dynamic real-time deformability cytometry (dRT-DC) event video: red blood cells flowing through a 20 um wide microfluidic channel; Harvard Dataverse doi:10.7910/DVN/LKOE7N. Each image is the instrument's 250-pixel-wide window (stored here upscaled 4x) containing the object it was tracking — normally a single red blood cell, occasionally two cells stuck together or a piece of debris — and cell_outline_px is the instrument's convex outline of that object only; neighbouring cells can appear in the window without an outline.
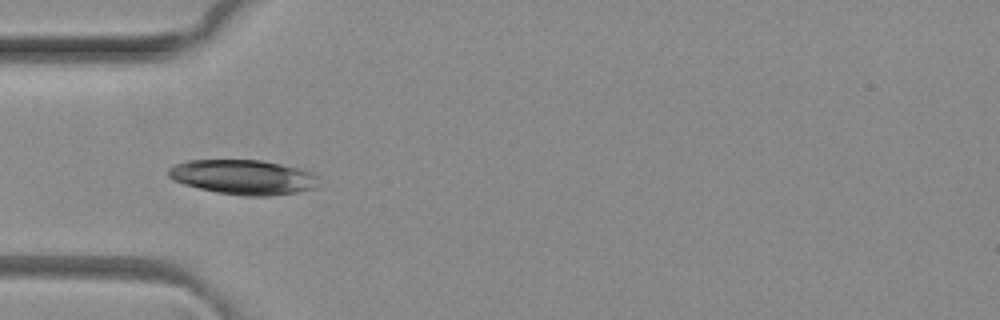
{"species": "common noctule bat (a hibernating species)", "species_latin": "Nyctalus noctula", "temperature_condition": "room temperature", "stored_images_in_passage": 7, "camera_frame_rate_fps": 3000, "um_per_image_px": 0.085, "animal": {"sex": "female", "body_mass_g": 29.2, "forearm_length_mm": 56.3}, "frame": {"image": 1, "passage_image": 4, "time_ms": 1.0, "image_size_px": [1000, 320], "cell_outline_px": [[320, 184], [316, 188], [296, 192], [268, 196], [244, 196], [216, 192], [184, 184], [172, 180], [168, 176], [168, 168], [176, 164], [188, 160], [260, 160], [300, 168], [312, 172], [320, 176]], "centroid_in_image_um": [20.72, 15.05], "position_along_channel_um": 64.3, "area_um2": 30.63}}
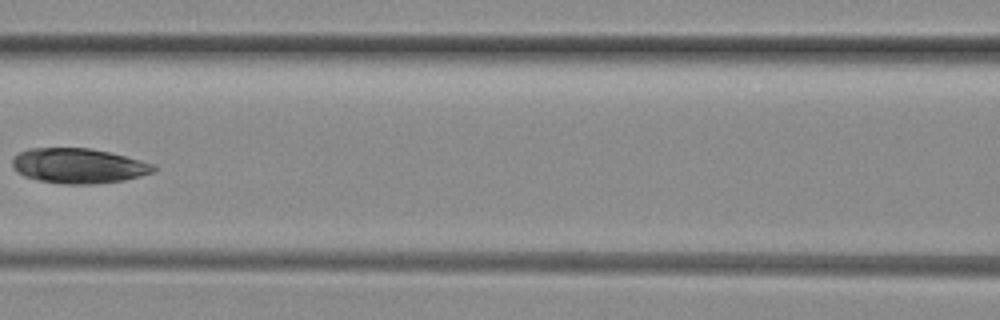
{"frame": {"image": 2, "passage_image": 6, "time_ms": 1.667, "image_size_px": [1000, 320], "cell_outline_px": [[160, 168], [156, 172], [124, 180], [96, 184], [64, 184], [40, 180], [24, 176], [16, 172], [12, 164], [12, 160], [20, 152], [28, 148], [88, 148], [108, 152], [156, 164]], "centroid_in_image_um": [6.72, 14.1], "position_along_channel_um": 159.9, "area_um2": 28.9}}
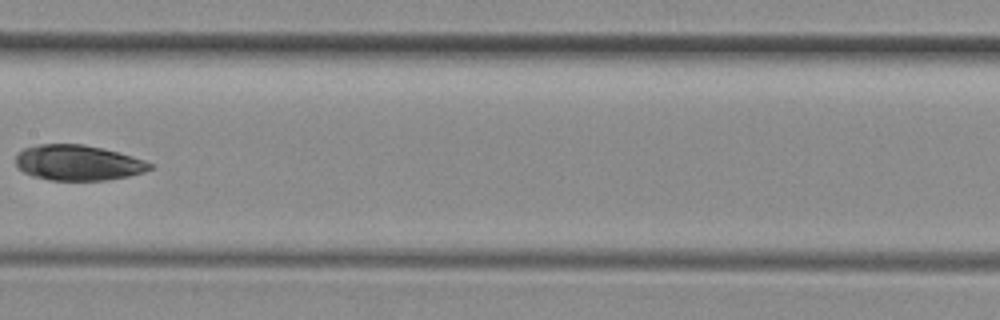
{"frame": {"image": 3, "passage_image": 7, "time_ms": 2.0, "image_size_px": [1000, 320], "cell_outline_px": [[152, 168], [144, 172], [128, 176], [104, 180], [48, 180], [32, 176], [24, 172], [16, 164], [16, 156], [24, 148], [40, 144], [84, 144], [132, 156], [144, 160], [152, 164]], "centroid_in_image_um": [6.62, 13.84], "position_along_channel_um": 200.8, "area_um2": 27.46}}